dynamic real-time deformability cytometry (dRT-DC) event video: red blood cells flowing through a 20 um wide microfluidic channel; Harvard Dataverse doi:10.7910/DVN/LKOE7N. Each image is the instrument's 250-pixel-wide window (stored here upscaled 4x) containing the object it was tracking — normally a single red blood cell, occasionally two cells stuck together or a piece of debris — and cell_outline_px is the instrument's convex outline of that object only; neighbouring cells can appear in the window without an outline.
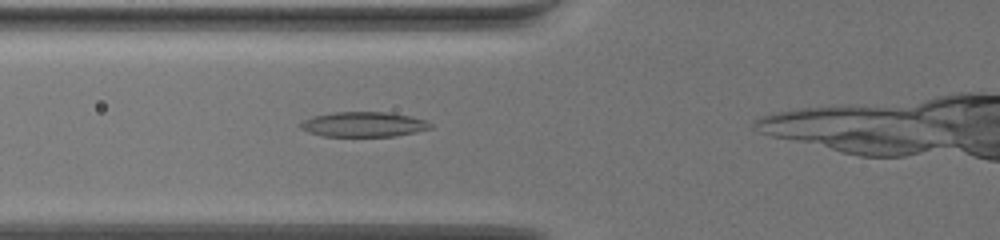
{"species": "common noctule bat (a hibernating species)", "species_latin": "Nyctalus noctula", "temperature_condition": "warm", "stored_images_in_passage": 37, "camera_frame_rate_fps": 3000, "um_per_image_px": 0.085, "animal": {"sex": "female", "body_mass_g": 19.5, "forearm_length_mm": 54.1}, "frame": {"image": 1, "passage_image": 6, "time_ms": 1.667, "image_size_px": [1000, 240], "cell_outline_px": [[432, 128], [416, 132], [396, 136], [324, 136], [308, 132], [300, 128], [300, 124], [304, 120], [312, 116], [332, 112], [388, 112], [412, 116], [424, 120], [432, 124]], "centroid_in_image_um": [30.91, 10.57], "position_along_channel_um": 94.9, "area_um2": 18.96}}
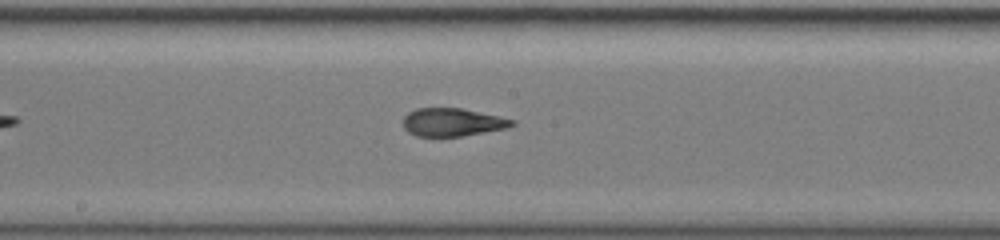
{"frame": {"image": 2, "passage_image": 17, "time_ms": 5.333, "image_size_px": [1000, 240], "cell_outline_px": [[516, 124], [508, 128], [464, 136], [416, 136], [408, 132], [404, 128], [404, 116], [408, 112], [416, 108], [460, 108], [500, 116], [516, 120]], "centroid_in_image_um": [38.49, 10.39], "position_along_channel_um": 209.7, "area_um2": 17.92}}
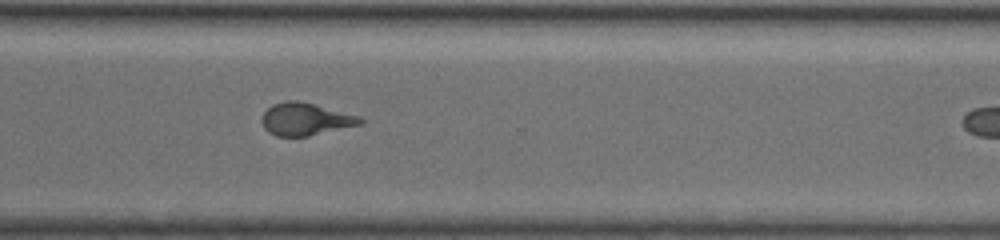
{"frame": {"image": 3, "passage_image": 30, "time_ms": 9.667, "image_size_px": [1000, 240], "cell_outline_px": [[364, 124], [308, 136], [276, 136], [268, 132], [264, 128], [260, 120], [264, 112], [272, 104], [288, 100], [300, 100], [316, 104], [360, 116], [364, 120]], "centroid_in_image_um": [25.97, 10.12], "position_along_channel_um": 344.6, "area_um2": 18.9}}